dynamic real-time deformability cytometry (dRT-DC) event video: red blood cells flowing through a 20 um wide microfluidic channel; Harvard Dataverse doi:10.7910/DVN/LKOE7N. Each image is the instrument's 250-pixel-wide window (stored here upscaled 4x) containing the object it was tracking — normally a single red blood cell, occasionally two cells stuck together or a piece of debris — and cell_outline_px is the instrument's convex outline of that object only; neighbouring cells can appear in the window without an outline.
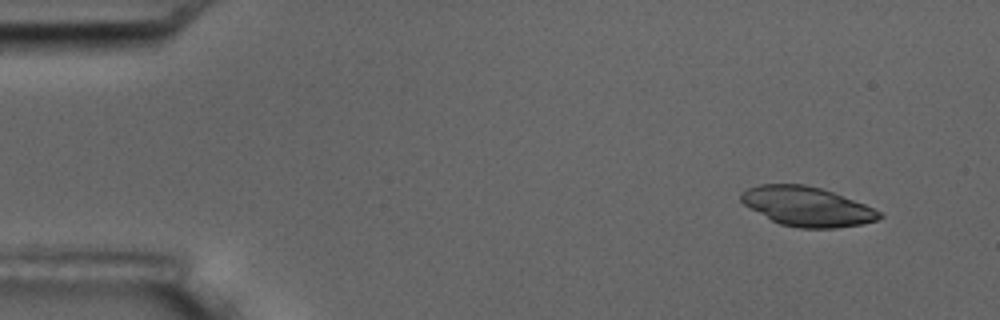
{"species": "common noctule bat (a hibernating species)", "species_latin": "Nyctalus noctula", "temperature_condition": "room temperature", "stored_images_in_passage": 5, "camera_frame_rate_fps": 3000, "um_per_image_px": 0.085, "animal": {"sex": "male", "body_mass_g": 17.5, "forearm_length_mm": 52.3}, "frame": {"image": 1, "passage_image": 1, "time_ms": 0.0, "image_size_px": [1000, 320], "cell_outline_px": [[884, 216], [876, 220], [860, 224], [836, 228], [800, 228], [780, 224], [772, 220], [744, 204], [740, 200], [740, 192], [748, 188], [760, 184], [804, 184], [820, 188], [832, 192], [864, 204], [880, 212]], "centroid_in_image_um": [68.58, 17.54], "position_along_channel_um": 16.4, "area_um2": 31.39}}